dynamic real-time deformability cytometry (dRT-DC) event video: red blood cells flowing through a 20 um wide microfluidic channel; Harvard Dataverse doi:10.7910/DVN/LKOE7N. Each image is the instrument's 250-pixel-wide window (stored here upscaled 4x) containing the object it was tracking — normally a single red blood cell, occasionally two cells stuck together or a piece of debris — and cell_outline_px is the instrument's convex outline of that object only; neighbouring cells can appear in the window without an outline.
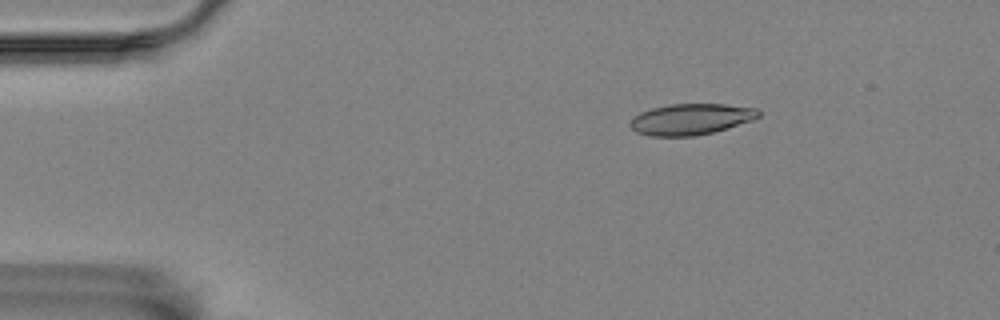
{"species": "Egyptian fruit bat (a non-hibernating species)", "species_latin": "Rousettus aegyptiacus", "temperature_condition": "room temperature", "stored_images_in_passage": 3, "camera_frame_rate_fps": 3000, "um_per_image_px": 0.085, "animal": {"sex": "female"}, "frame": {"image": 1, "passage_image": 2, "time_ms": 1.667, "image_size_px": [1000, 320], "cell_outline_px": [[760, 116], [752, 120], [712, 132], [692, 136], [652, 136], [636, 132], [628, 124], [640, 112], [652, 108], [672, 104], [724, 104], [756, 108], [760, 112]], "centroid_in_image_um": [58.72, 10.13], "position_along_channel_um": 26.3, "area_um2": 22.95}}